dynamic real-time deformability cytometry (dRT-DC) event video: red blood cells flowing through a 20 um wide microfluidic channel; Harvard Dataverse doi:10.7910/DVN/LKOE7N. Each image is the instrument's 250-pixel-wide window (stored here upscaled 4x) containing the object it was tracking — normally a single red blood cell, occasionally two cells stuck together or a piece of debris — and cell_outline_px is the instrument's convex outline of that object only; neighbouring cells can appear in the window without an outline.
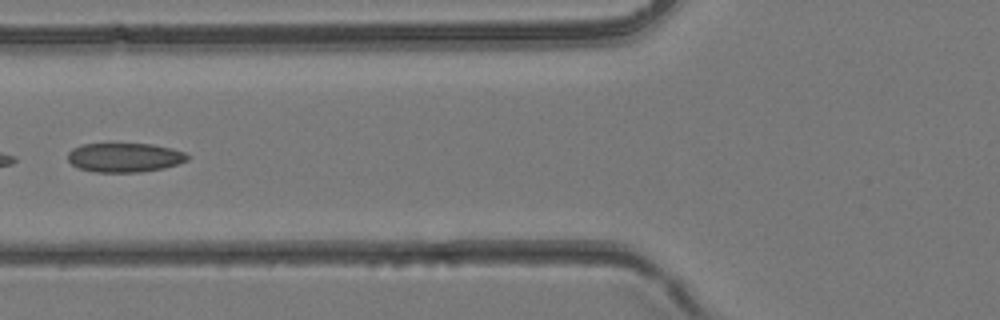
{"species": "common noctule bat (a hibernating species)", "species_latin": "Nyctalus noctula", "temperature_condition": "room temperature", "stored_images_in_passage": 5, "camera_frame_rate_fps": 3000, "um_per_image_px": 0.085, "animal": {"sex": "female", "body_mass_g": 24.6, "forearm_length_mm": 56.2}, "frame": {"image": 1, "passage_image": 5, "time_ms": 1.333, "image_size_px": [1000, 320], "cell_outline_px": [[188, 160], [164, 168], [140, 172], [96, 172], [80, 168], [72, 164], [68, 160], [68, 152], [72, 148], [80, 144], [152, 144], [172, 148], [184, 152], [188, 156]], "centroid_in_image_um": [10.58, 13.38], "position_along_channel_um": 115.2, "area_um2": 20.29}}